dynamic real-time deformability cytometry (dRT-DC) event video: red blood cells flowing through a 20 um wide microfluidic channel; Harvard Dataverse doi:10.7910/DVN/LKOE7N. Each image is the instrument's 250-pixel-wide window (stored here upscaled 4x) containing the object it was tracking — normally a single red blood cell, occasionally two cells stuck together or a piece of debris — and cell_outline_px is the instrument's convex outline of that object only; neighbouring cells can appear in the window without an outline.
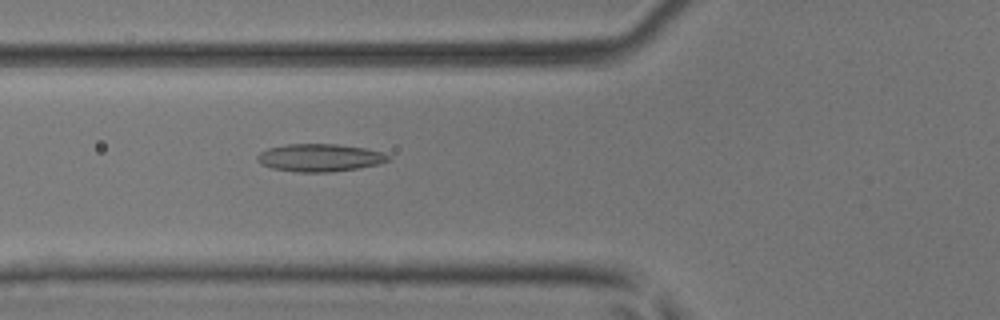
{"species": "common noctule bat (a hibernating species)", "species_latin": "Nyctalus noctula", "temperature_condition": "room temperature", "stored_images_in_passage": 51, "camera_frame_rate_fps": 3000, "um_per_image_px": 0.085, "animal": {"sex": "male", "body_mass_g": 17.9, "forearm_length_mm": 54.2}, "frame": {"image": 1, "passage_image": 19, "time_ms": 6.0, "image_size_px": [1000, 320], "cell_outline_px": [[392, 156], [388, 160], [380, 164], [332, 172], [300, 172], [272, 168], [260, 164], [256, 160], [256, 156], [260, 152], [268, 148], [288, 144], [336, 144], [364, 148], [380, 152]], "centroid_in_image_um": [27.15, 13.4], "position_along_channel_um": 98.6, "area_um2": 21.04}}
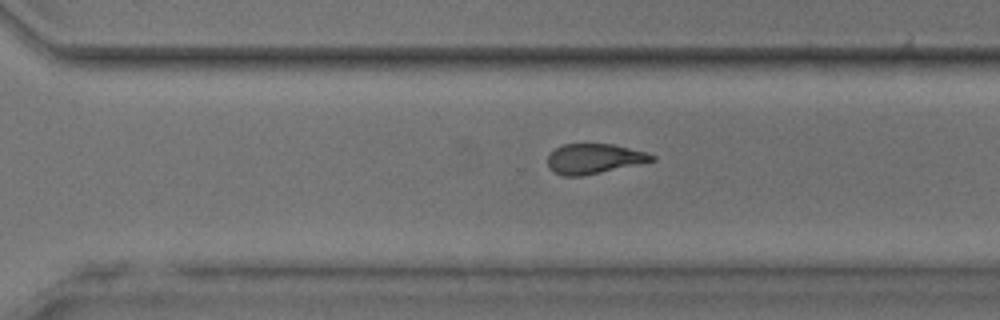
{"frame": {"image": 2, "passage_image": 35, "time_ms": 11.333, "image_size_px": [1000, 320], "cell_outline_px": [[656, 160], [600, 172], [580, 176], [564, 176], [548, 168], [548, 156], [556, 148], [564, 144], [612, 144], [644, 152], [656, 156]], "centroid_in_image_um": [50.48, 13.49], "position_along_channel_um": 320.1, "area_um2": 17.8}}
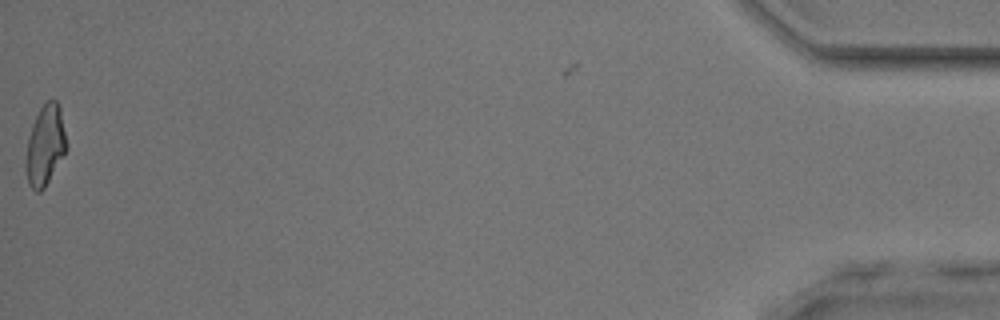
{"frame": {"image": 3, "passage_image": 50, "time_ms": 16.333, "image_size_px": [1000, 320], "cell_outline_px": [[68, 148], [44, 188], [40, 192], [36, 192], [28, 184], [24, 168], [24, 160], [28, 136], [32, 124], [40, 108], [48, 100], [56, 100], [60, 108], [68, 144]], "centroid_in_image_um": [3.82, 12.38], "position_along_channel_um": 431.4, "area_um2": 19.31}, "authors_computed_cell_mechanics": {"area_um2": 19.1896, "velocity_mm_per_s": 4.1632, "shape_relaxation_time_tau1_ms": null, "shape_relaxation_time_tau2_ms": 2.6088, "deformation_change_tau1": null, "deformation_change_tau2": 0.1129}}